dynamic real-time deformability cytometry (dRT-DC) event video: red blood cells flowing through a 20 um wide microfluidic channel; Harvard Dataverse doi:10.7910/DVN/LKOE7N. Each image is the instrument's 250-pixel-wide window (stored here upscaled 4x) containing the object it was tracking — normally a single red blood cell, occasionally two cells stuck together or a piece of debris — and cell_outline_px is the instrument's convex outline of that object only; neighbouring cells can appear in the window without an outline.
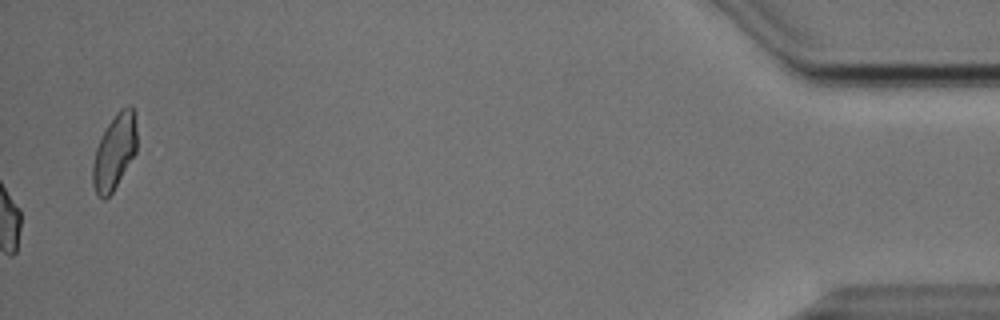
{"species": "Egyptian fruit bat (a non-hibernating species)", "species_latin": "Rousettus aegyptiacus", "temperature_condition": "cold", "stored_images_in_passage": 46, "camera_frame_rate_fps": 3000, "um_per_image_px": 0.085, "animal": {"sex": "male"}, "frame": {"image": 1, "passage_image": 46, "time_ms": 15.0, "image_size_px": [1000, 320], "cell_outline_px": [[136, 152], [112, 192], [104, 200], [96, 196], [92, 184], [92, 164], [96, 148], [108, 124], [116, 112], [120, 108], [132, 108], [136, 132]], "centroid_in_image_um": [9.69, 12.97], "position_along_channel_um": 425.5, "area_um2": 18.96}, "authors_computed_cell_mechanics": {"area_um2": 20.0277, "velocity_mm_per_s": 3.8448, "shape_relaxation_time_tau1_ms": 4.4832, "shape_relaxation_time_tau2_ms": 1.5486, "deformation_change_tau1": 0.0762, "deformation_change_tau2": 0.05}}